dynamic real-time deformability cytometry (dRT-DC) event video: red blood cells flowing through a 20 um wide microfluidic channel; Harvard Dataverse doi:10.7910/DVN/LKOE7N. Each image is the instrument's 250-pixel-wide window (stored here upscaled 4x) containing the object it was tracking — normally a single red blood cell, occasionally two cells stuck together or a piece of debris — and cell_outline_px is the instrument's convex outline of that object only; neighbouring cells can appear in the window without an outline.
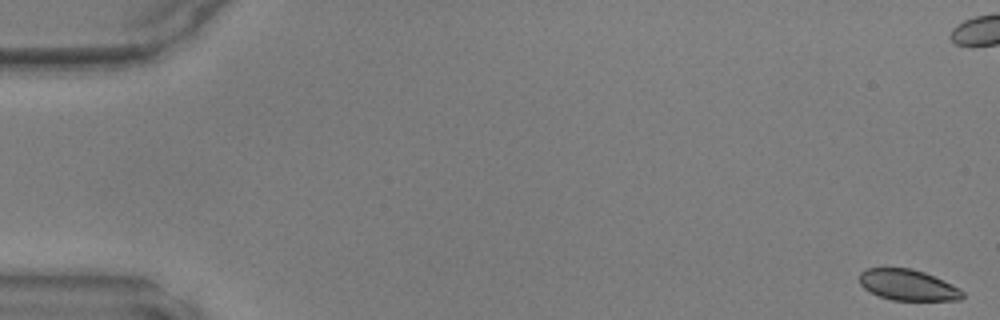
{"species": "common noctule bat (a hibernating species)", "species_latin": "Nyctalus noctula", "temperature_condition": "warm", "stored_images_in_passage": 49, "camera_frame_rate_fps": 3000, "um_per_image_px": 0.085, "animal": {"sex": "male", "body_mass_g": 17.9, "forearm_length_mm": 54.2}, "frame": {"image": 1, "passage_image": 1, "time_ms": 0.0, "image_size_px": [1000, 320], "cell_outline_px": [[964, 296], [960, 300], [892, 300], [880, 296], [864, 288], [860, 284], [860, 272], [868, 268], [912, 268], [924, 272], [960, 288], [964, 292]], "centroid_in_image_um": [77.18, 24.22], "position_along_channel_um": 7.8, "area_um2": 18.44}}
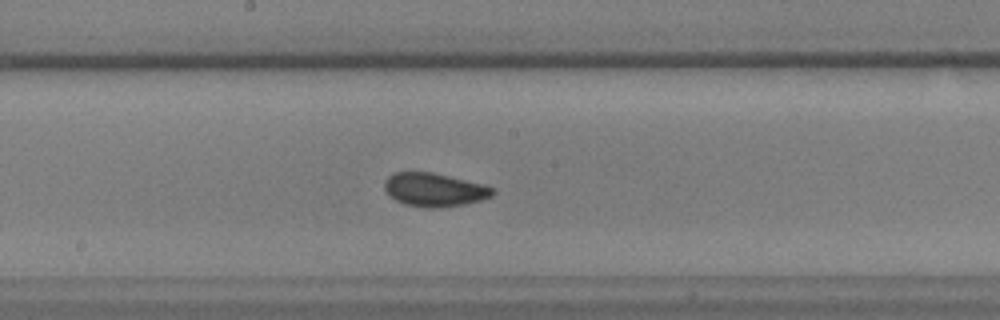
{"frame": {"image": 2, "passage_image": 26, "time_ms": 8.333, "image_size_px": [1000, 320], "cell_outline_px": [[496, 192], [492, 196], [480, 200], [464, 204], [440, 208], [428, 208], [404, 204], [396, 200], [384, 188], [384, 180], [388, 176], [396, 172], [432, 172], [484, 184], [496, 188]], "centroid_in_image_um": [36.95, 16.13], "position_along_channel_um": 211.2, "area_um2": 21.15}}
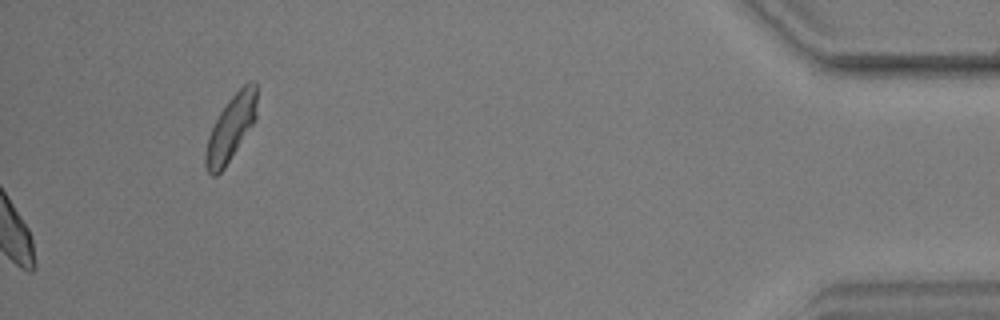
{"frame": {"image": 3, "passage_image": 49, "time_ms": 16.0, "image_size_px": [1000, 320], "cell_outline_px": [[256, 120], [224, 168], [216, 176], [212, 176], [208, 172], [204, 164], [204, 156], [208, 136], [220, 112], [228, 100], [244, 84], [252, 80], [256, 80]], "centroid_in_image_um": [19.62, 10.89], "position_along_channel_um": 415.6, "area_um2": 19.42}}